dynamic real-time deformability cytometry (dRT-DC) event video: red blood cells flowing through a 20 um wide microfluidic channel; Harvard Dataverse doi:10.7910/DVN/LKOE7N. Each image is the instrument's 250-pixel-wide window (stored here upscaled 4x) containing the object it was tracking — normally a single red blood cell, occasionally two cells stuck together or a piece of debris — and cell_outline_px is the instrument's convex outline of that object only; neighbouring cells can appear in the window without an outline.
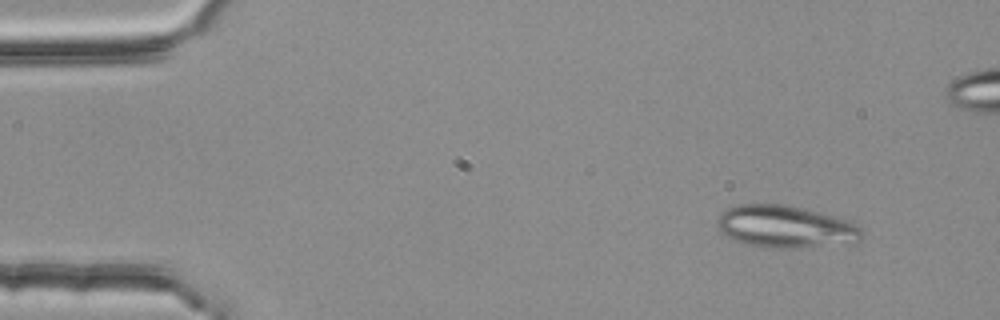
{"species": "common noctule bat (a hibernating species)", "species_latin": "Nyctalus noctula", "temperature_condition": "room temperature", "stored_images_in_passage": 4, "camera_frame_rate_fps": 3000, "um_per_image_px": 0.085, "animal": {"sex": "female", "body_mass_g": 25.1}, "frame": {"image": 1, "passage_image": 1, "time_ms": 0.0, "image_size_px": [1000, 320], "cell_outline_px": [[864, 236], [856, 244], [792, 248], [776, 248], [748, 244], [724, 236], [720, 232], [716, 224], [720, 212], [736, 204], [784, 204], [804, 208], [852, 220], [864, 232]], "centroid_in_image_um": [66.83, 19.27], "position_along_channel_um": 18.2, "area_um2": 36.36}}